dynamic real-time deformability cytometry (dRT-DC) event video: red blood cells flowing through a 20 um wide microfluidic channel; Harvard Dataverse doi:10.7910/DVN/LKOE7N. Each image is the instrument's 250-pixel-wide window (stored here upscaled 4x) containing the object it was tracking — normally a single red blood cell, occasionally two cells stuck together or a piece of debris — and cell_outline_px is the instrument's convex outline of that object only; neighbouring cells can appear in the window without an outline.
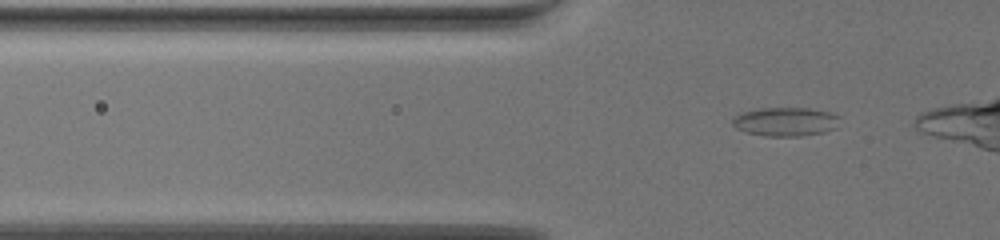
{"species": "common noctule bat (a hibernating species)", "species_latin": "Nyctalus noctula", "temperature_condition": "warm", "stored_images_in_passage": 43, "camera_frame_rate_fps": 3000, "um_per_image_px": 0.085, "animal": {"sex": "female", "body_mass_g": 19.5, "forearm_length_mm": 54.1}, "frame": {"image": 1, "passage_image": 7, "time_ms": 2.0, "image_size_px": [1000, 240], "cell_outline_px": [[840, 116], [836, 128], [824, 132], [800, 136], [764, 136], [744, 132], [736, 128], [732, 124], [732, 120], [740, 112], [760, 108], [808, 108], [828, 112]], "centroid_in_image_um": [66.74, 10.35], "position_along_channel_um": 59.1, "area_um2": 18.09}}
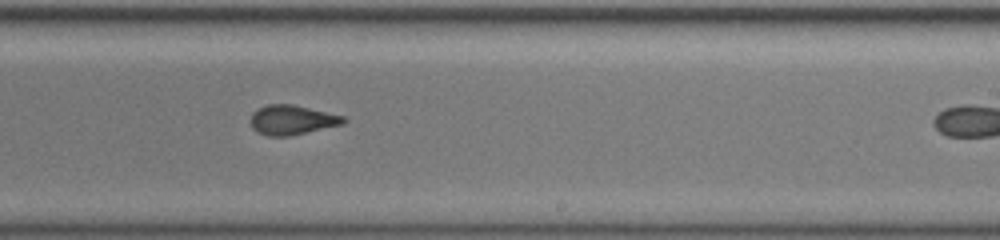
{"frame": {"image": 2, "passage_image": 28, "time_ms": 9.0, "image_size_px": [1000, 240], "cell_outline_px": [[348, 120], [344, 124], [288, 136], [268, 136], [256, 132], [252, 128], [252, 112], [268, 104], [292, 104], [344, 116]], "centroid_in_image_um": [24.84, 10.2], "position_along_channel_um": 264.2, "area_um2": 15.9}}
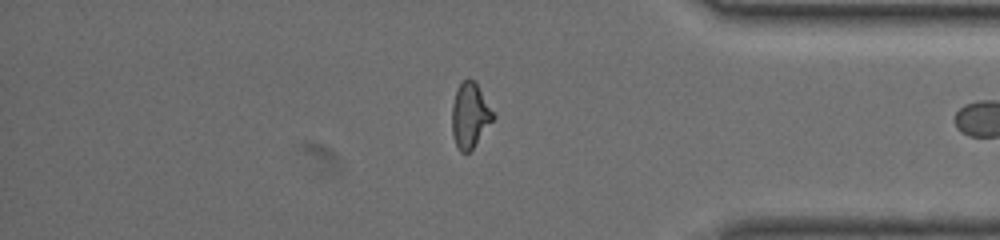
{"frame": {"image": 3, "passage_image": 42, "time_ms": 13.667, "image_size_px": [1000, 240], "cell_outline_px": [[496, 116], [472, 148], [468, 152], [460, 152], [456, 144], [452, 132], [452, 104], [456, 88], [468, 76], [476, 80]], "centroid_in_image_um": [39.95, 9.73], "position_along_channel_um": 395.3, "area_um2": 15.72}}